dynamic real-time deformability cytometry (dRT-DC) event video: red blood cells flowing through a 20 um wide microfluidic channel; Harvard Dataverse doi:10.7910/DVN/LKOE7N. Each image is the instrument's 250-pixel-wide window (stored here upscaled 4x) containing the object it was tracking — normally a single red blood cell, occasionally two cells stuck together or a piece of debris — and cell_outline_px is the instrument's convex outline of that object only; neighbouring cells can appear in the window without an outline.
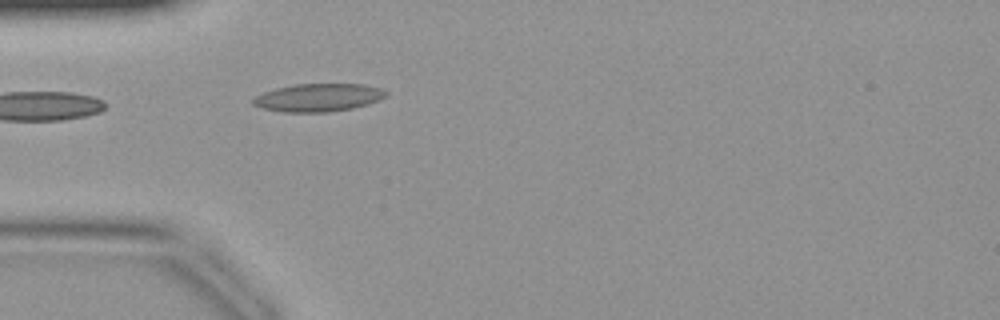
{"species": "common noctule bat (a hibernating species)", "species_latin": "Nyctalus noctula", "temperature_condition": "warm", "stored_images_in_passage": 31, "camera_frame_rate_fps": 3000, "um_per_image_px": 0.085, "animal": {"sex": "female", "body_mass_g": 19.9}, "frame": {"image": 1, "passage_image": 1, "time_ms": 0.0, "image_size_px": [1000, 320], "cell_outline_px": [[388, 96], [380, 100], [368, 104], [352, 108], [328, 112], [280, 112], [264, 108], [252, 104], [252, 100], [256, 96], [264, 92], [276, 88], [296, 84], [364, 84], [380, 88], [388, 92]], "centroid_in_image_um": [27.09, 8.29], "position_along_channel_um": 57.9, "area_um2": 21.68}}
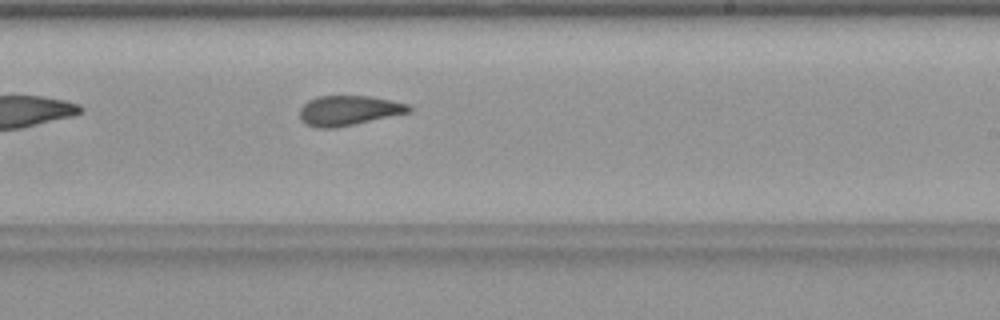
{"frame": {"image": 2, "passage_image": 14, "time_ms": 4.333, "image_size_px": [1000, 320], "cell_outline_px": [[412, 112], [336, 128], [316, 128], [304, 124], [300, 120], [300, 108], [308, 100], [316, 96], [368, 96], [408, 104], [412, 108]], "centroid_in_image_um": [29.6, 9.4], "position_along_channel_um": 259.4, "area_um2": 19.13}}